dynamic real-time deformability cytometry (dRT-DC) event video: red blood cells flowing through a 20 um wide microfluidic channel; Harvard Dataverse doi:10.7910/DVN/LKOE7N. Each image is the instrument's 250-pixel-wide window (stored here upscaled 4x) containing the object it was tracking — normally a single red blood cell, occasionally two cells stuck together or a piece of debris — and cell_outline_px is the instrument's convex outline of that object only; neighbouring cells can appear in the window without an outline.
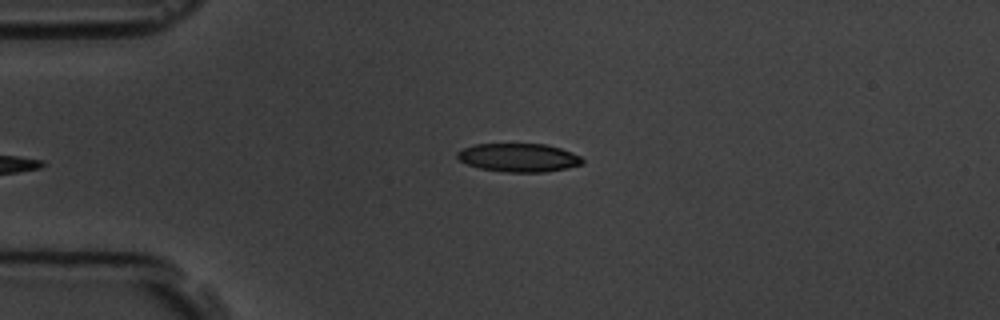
{"species": "common noctule bat (a hibernating species)", "species_latin": "Nyctalus noctula", "temperature_condition": "room temperature", "stored_images_in_passage": 2, "camera_frame_rate_fps": 3000, "um_per_image_px": 0.085, "animal": {"sex": "male", "body_mass_g": 19.5, "forearm_length_mm": 54.6}, "frame": {"image": 1, "passage_image": 1, "time_ms": 0.0, "image_size_px": [1000, 320], "cell_outline_px": [[584, 164], [568, 168], [544, 172], [504, 172], [480, 168], [468, 164], [460, 160], [456, 156], [456, 152], [464, 148], [476, 144], [544, 144], [560, 148], [572, 152], [580, 156], [584, 160]], "centroid_in_image_um": [44.12, 13.4], "position_along_channel_um": 40.9, "area_um2": 20.75}}